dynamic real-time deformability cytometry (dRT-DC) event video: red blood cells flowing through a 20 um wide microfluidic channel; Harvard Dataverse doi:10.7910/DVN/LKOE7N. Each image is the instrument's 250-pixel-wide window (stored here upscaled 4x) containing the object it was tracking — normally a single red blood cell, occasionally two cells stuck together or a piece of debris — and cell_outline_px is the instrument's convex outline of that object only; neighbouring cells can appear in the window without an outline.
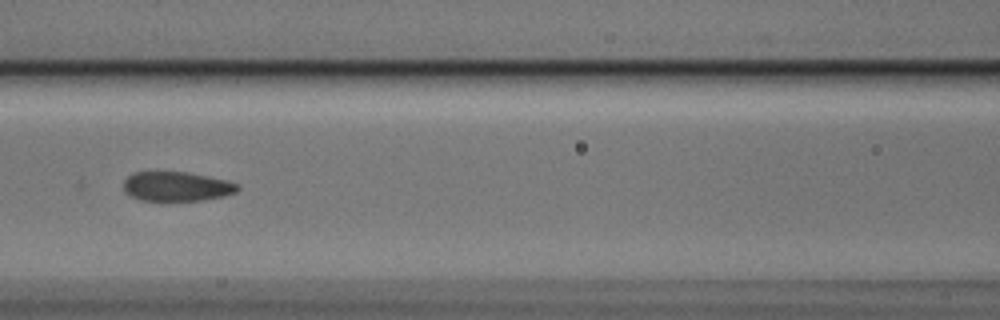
{"species": "Egyptian fruit bat (a non-hibernating species)", "species_latin": "Rousettus aegyptiacus", "temperature_condition": "cold", "stored_images_in_passage": 7, "camera_frame_rate_fps": 3000, "um_per_image_px": 0.085, "animal": {"sex": "male"}, "frame": {"image": 1, "passage_image": 7, "time_ms": 2.0, "image_size_px": [1000, 320], "cell_outline_px": [[240, 188], [236, 192], [224, 196], [204, 200], [140, 200], [124, 192], [124, 180], [132, 172], [188, 172], [208, 176], [240, 184]], "centroid_in_image_um": [15.02, 15.84], "position_along_channel_um": 151.6, "area_um2": 19.54}}